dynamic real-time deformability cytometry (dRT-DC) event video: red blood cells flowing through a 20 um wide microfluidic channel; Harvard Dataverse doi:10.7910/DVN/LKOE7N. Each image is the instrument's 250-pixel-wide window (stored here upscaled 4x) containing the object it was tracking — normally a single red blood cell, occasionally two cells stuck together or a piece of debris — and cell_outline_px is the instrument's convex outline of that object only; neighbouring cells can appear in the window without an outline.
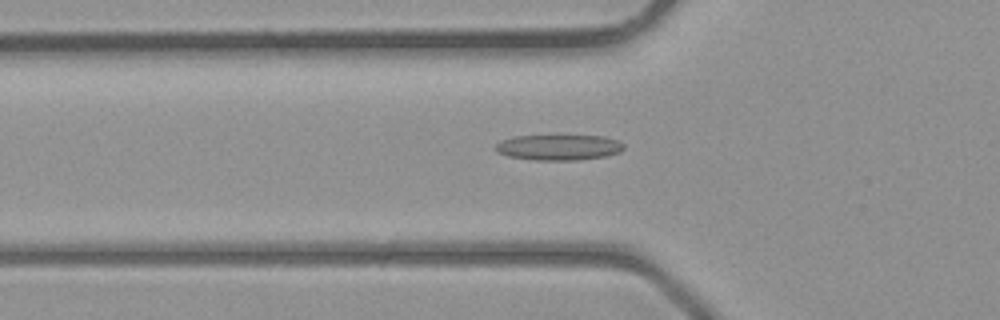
{"species": "common noctule bat (a hibernating species)", "species_latin": "Nyctalus noctula", "temperature_condition": "room temperature", "stored_images_in_passage": 36, "camera_frame_rate_fps": 3000, "um_per_image_px": 0.085, "animal": {"sex": "male", "body_mass_g": 23.1, "forearm_length_mm": 52.7}, "frame": {"image": 1, "passage_image": 12, "time_ms": 3.667, "image_size_px": [1000, 320], "cell_outline_px": [[624, 148], [620, 152], [604, 156], [580, 160], [532, 160], [508, 156], [496, 152], [492, 148], [500, 140], [512, 136], [604, 136], [616, 140], [624, 144]], "centroid_in_image_um": [47.43, 12.53], "position_along_channel_um": 78.4, "area_um2": 19.25}}
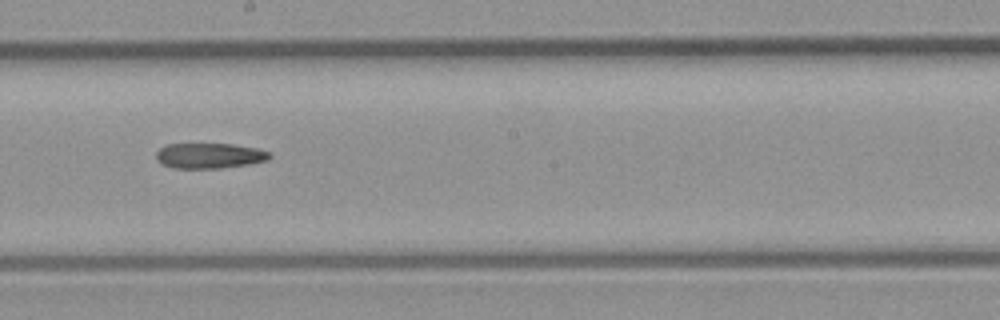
{"frame": {"image": 2, "passage_image": 21, "time_ms": 6.667, "image_size_px": [1000, 320], "cell_outline_px": [[272, 156], [268, 160], [248, 164], [220, 168], [172, 168], [160, 164], [156, 160], [156, 152], [160, 148], [168, 144], [232, 144], [256, 148], [272, 152]], "centroid_in_image_um": [17.8, 13.24], "position_along_channel_um": 230.4, "area_um2": 16.88}}
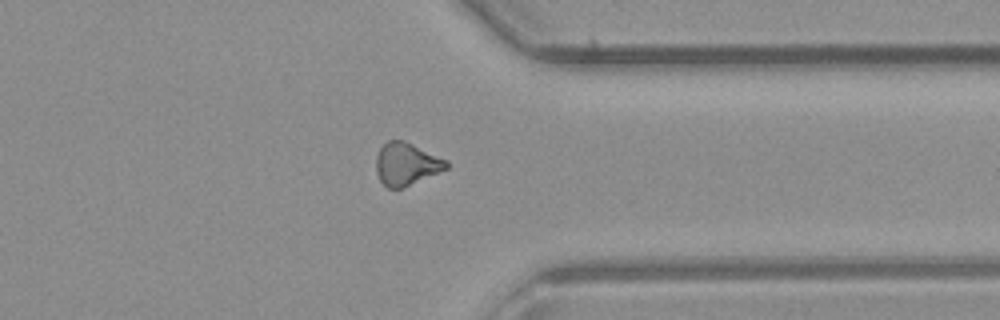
{"frame": {"image": 3, "passage_image": 30, "time_ms": 9.667, "image_size_px": [1000, 320], "cell_outline_px": [[448, 168], [440, 172], [400, 188], [388, 188], [380, 180], [376, 172], [376, 156], [380, 148], [388, 140], [404, 140], [448, 160]], "centroid_in_image_um": [34.54, 13.92], "position_along_channel_um": 376.9, "area_um2": 17.28}}